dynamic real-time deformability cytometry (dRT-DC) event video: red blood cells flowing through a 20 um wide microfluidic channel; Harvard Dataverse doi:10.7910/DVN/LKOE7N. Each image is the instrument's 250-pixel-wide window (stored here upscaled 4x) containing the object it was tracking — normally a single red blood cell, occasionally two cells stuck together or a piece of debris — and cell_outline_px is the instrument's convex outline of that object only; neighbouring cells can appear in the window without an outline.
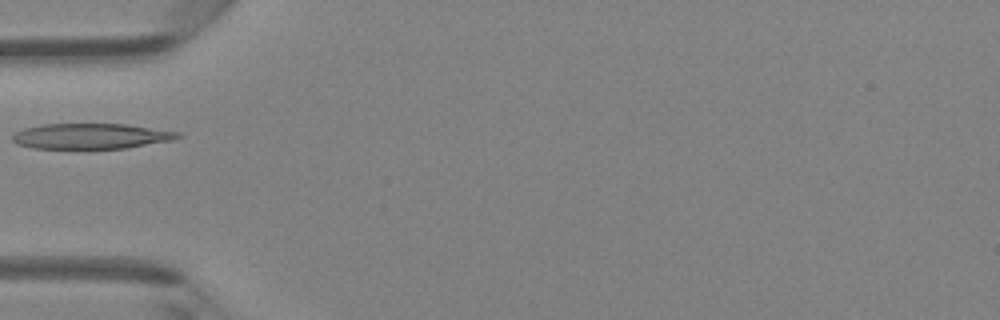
{"species": "Egyptian fruit bat (a non-hibernating species)", "species_latin": "Rousettus aegyptiacus", "temperature_condition": "room temperature", "stored_images_in_passage": 4, "camera_frame_rate_fps": 3000, "um_per_image_px": 0.085, "animal": {"sex": "female"}, "frame": {"image": 1, "passage_image": 4, "time_ms": 1.0, "image_size_px": [1000, 320], "cell_outline_px": [[184, 136], [172, 140], [124, 148], [32, 148], [16, 144], [12, 140], [12, 132], [24, 128], [40, 124], [124, 124], [180, 132]], "centroid_in_image_um": [7.68, 11.56], "position_along_channel_um": 77.3, "area_um2": 24.51}}